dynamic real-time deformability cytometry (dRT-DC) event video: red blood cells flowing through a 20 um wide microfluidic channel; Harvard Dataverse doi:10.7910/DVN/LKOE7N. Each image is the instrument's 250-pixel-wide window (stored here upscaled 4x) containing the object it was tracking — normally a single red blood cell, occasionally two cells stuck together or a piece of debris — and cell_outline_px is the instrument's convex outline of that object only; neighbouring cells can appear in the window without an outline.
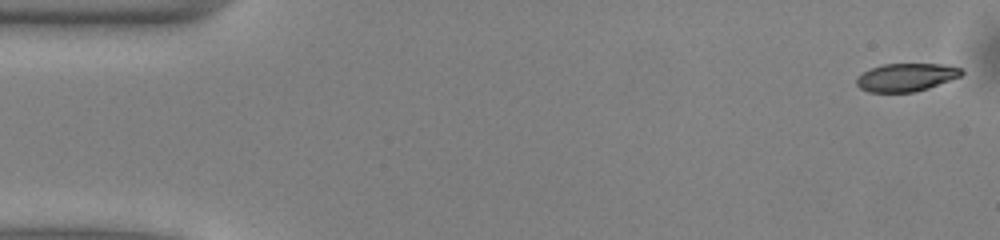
{"species": "common noctule bat (a hibernating species)", "species_latin": "Nyctalus noctula", "temperature_condition": "warm", "stored_images_in_passage": 50, "camera_frame_rate_fps": 3000, "um_per_image_px": 0.085, "animal": {"sex": "male", "body_mass_g": 13.0, "forearm_length_mm": 53.1}, "frame": {"image": 1, "passage_image": 1, "time_ms": 0.0, "image_size_px": [1000, 240], "cell_outline_px": [[964, 72], [960, 76], [928, 88], [912, 92], [868, 92], [860, 88], [856, 84], [856, 76], [872, 68], [884, 64], [944, 64], [960, 68]], "centroid_in_image_um": [76.99, 6.57], "position_along_channel_um": 8.0, "area_um2": 16.99}}
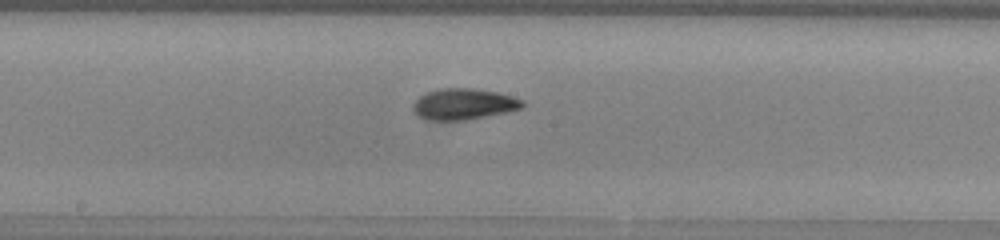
{"frame": {"image": 2, "passage_image": 26, "time_ms": 8.333, "image_size_px": [1000, 240], "cell_outline_px": [[524, 108], [464, 120], [428, 120], [416, 116], [412, 108], [412, 104], [420, 96], [436, 88], [472, 88], [496, 92], [512, 96], [524, 100]], "centroid_in_image_um": [39.38, 8.84], "position_along_channel_um": 208.8, "area_um2": 19.83}}
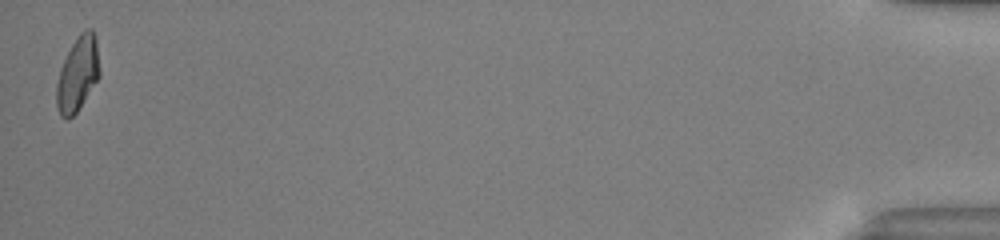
{"frame": {"image": 3, "passage_image": 50, "time_ms": 16.333, "image_size_px": [1000, 240], "cell_outline_px": [[100, 76], [76, 112], [68, 120], [60, 116], [56, 104], [56, 84], [60, 68], [72, 44], [80, 32], [84, 28], [92, 28], [96, 36], [100, 72]], "centroid_in_image_um": [6.6, 6.26], "position_along_channel_um": 428.6, "area_um2": 18.79}, "authors_computed_cell_mechanics": {"area_um2": 18.8428, "velocity_mm_per_s": 4.0315, "shape_relaxation_time_tau1_ms": 3.46, "shape_relaxation_time_tau2_ms": 2.4957, "deformation_change_tau1": 0.1658, "deformation_change_tau2": 0.0721}}